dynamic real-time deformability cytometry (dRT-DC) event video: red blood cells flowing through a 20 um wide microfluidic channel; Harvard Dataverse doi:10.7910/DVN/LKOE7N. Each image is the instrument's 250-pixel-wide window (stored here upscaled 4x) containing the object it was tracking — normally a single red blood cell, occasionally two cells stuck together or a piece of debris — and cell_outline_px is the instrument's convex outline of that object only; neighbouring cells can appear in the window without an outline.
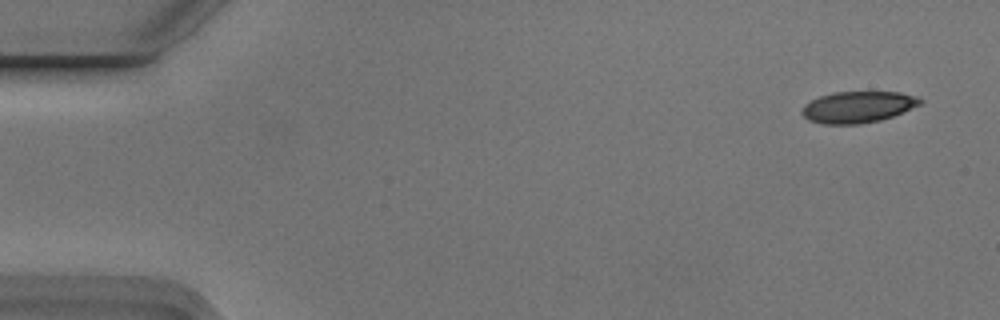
{"species": "Egyptian fruit bat (a non-hibernating species)", "species_latin": "Rousettus aegyptiacus", "temperature_condition": "cold", "stored_images_in_passage": 3, "camera_frame_rate_fps": 3000, "um_per_image_px": 0.085, "animal": {"sex": "male"}, "frame": {"image": 1, "passage_image": 1, "time_ms": 0.0, "image_size_px": [1000, 320], "cell_outline_px": [[924, 104], [892, 116], [880, 120], [860, 124], [824, 124], [808, 120], [800, 112], [804, 104], [820, 96], [832, 92], [900, 92], [916, 96], [924, 100]], "centroid_in_image_um": [72.94, 9.09], "position_along_channel_um": 12.1, "area_um2": 21.79}}